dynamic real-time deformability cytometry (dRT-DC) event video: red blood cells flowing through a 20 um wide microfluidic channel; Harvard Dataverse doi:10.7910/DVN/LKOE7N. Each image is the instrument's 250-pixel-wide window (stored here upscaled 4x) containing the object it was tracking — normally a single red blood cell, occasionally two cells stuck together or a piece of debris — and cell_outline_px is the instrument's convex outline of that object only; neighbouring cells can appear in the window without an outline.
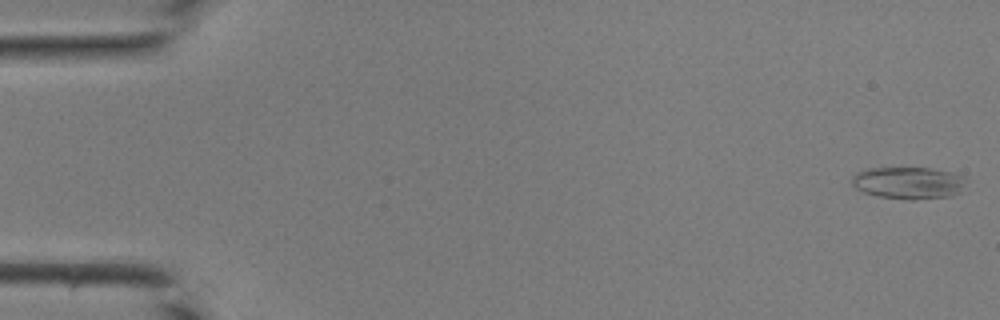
{"species": "common noctule bat (a hibernating species)", "species_latin": "Nyctalus noctula", "temperature_condition": "room temperature", "stored_images_in_passage": 43, "camera_frame_rate_fps": 3000, "um_per_image_px": 0.085, "animal": {"sex": "male", "body_mass_g": 19.0, "forearm_length_mm": 50.8}, "frame": {"image": 1, "passage_image": 1, "time_ms": 0.0, "image_size_px": [1000, 320], "cell_outline_px": [[964, 176], [960, 192], [952, 196], [912, 200], [908, 200], [880, 196], [864, 192], [856, 188], [852, 184], [852, 176], [856, 172], [868, 168], [928, 168], [948, 172]], "centroid_in_image_um": [77.17, 15.55], "position_along_channel_um": 7.8, "area_um2": 21.1}}
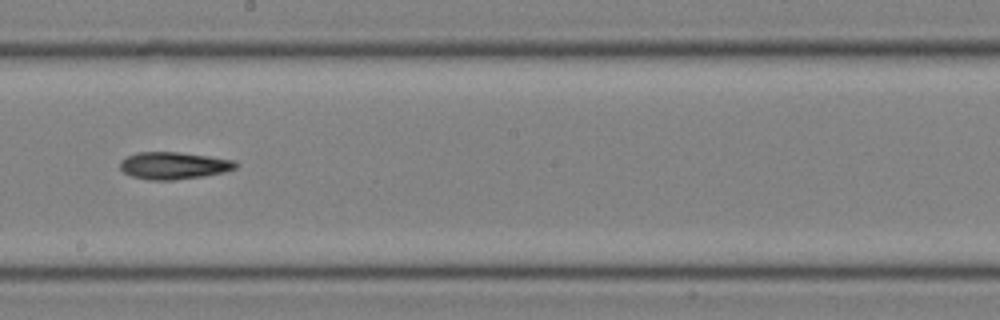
{"frame": {"image": 2, "passage_image": 25, "time_ms": 8.0, "image_size_px": [1000, 320], "cell_outline_px": [[240, 164], [236, 168], [224, 172], [204, 176], [172, 180], [148, 180], [132, 176], [124, 172], [120, 168], [120, 160], [136, 152], [180, 152], [236, 160]], "centroid_in_image_um": [14.79, 14.07], "position_along_channel_um": 233.4, "area_um2": 18.44}}
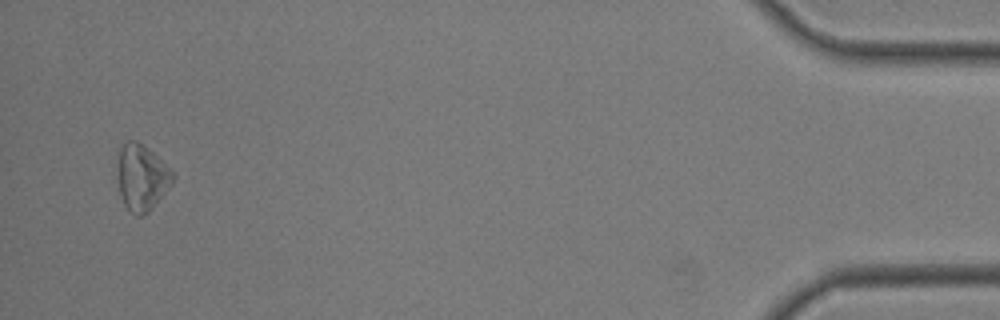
{"frame": {"image": 3, "passage_image": 42, "time_ms": 13.667, "image_size_px": [1000, 320], "cell_outline_px": [[176, 176], [156, 204], [144, 216], [136, 216], [124, 204], [120, 196], [120, 148], [128, 140], [136, 140], [152, 152]], "centroid_in_image_um": [12.07, 15.12], "position_along_channel_um": 423.1, "area_um2": 20.4}}